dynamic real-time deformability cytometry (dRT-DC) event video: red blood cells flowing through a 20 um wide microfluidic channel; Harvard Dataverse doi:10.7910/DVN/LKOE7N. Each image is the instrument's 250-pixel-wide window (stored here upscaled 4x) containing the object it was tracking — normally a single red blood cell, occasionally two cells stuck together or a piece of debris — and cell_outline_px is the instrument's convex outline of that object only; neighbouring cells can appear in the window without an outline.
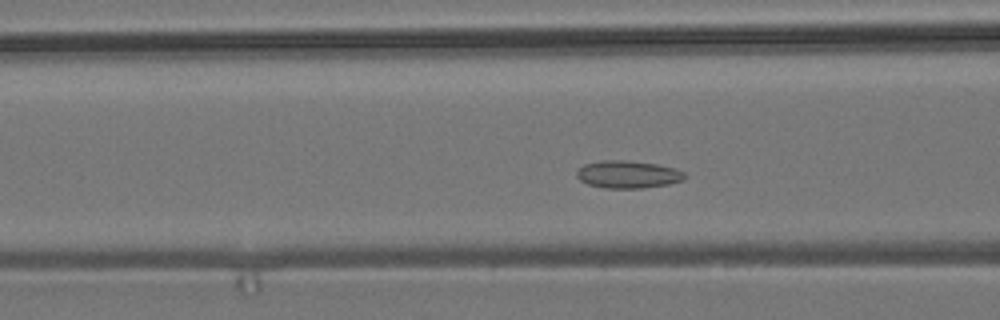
{"species": "common noctule bat (a hibernating species)", "species_latin": "Nyctalus noctula", "temperature_condition": "room temperature", "stored_images_in_passage": 50, "camera_frame_rate_fps": 3000, "um_per_image_px": 0.085, "animal": {"sex": "male", "body_mass_g": 19.2, "forearm_length_mm": 51.8}, "frame": {"image": 1, "passage_image": 16, "time_ms": 5.0, "image_size_px": [1000, 320], "cell_outline_px": [[688, 176], [684, 180], [668, 184], [644, 188], [604, 188], [588, 184], [580, 180], [576, 176], [576, 172], [584, 164], [600, 160], [628, 160], [656, 164], [676, 168], [684, 172]], "centroid_in_image_um": [53.39, 14.82], "position_along_channel_um": 113.2, "area_um2": 17.51}}
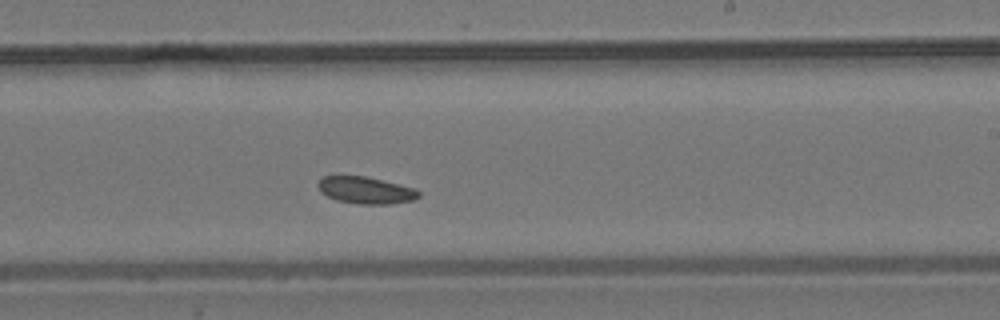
{"frame": {"image": 2, "passage_image": 28, "time_ms": 9.0, "image_size_px": [1000, 320], "cell_outline_px": [[420, 196], [416, 200], [392, 204], [356, 204], [336, 200], [320, 192], [316, 184], [324, 176], [364, 176], [416, 188], [420, 192]], "centroid_in_image_um": [31.11, 16.18], "position_along_channel_um": 257.9, "area_um2": 15.95}}
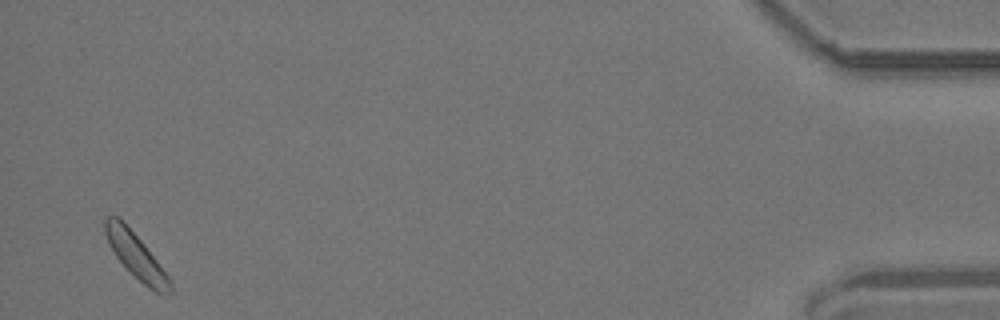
{"frame": {"image": 3, "passage_image": 49, "time_ms": 16.0, "image_size_px": [1000, 320], "cell_outline_px": [[172, 292], [164, 296], [148, 288], [116, 256], [108, 244], [104, 232], [104, 220], [108, 216], [120, 216], [140, 240], [156, 260], [168, 276], [172, 284]], "centroid_in_image_um": [11.55, 21.72], "position_along_channel_um": 423.7, "area_um2": 16.76}}